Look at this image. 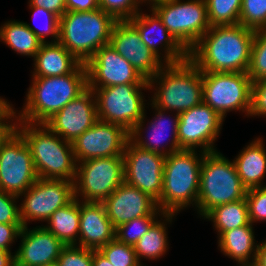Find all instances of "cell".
I'll use <instances>...</instances> for the list:
<instances>
[{
    "mask_svg": "<svg viewBox=\"0 0 266 266\" xmlns=\"http://www.w3.org/2000/svg\"><path fill=\"white\" fill-rule=\"evenodd\" d=\"M255 30L241 24L214 26L189 51L202 72H246Z\"/></svg>",
    "mask_w": 266,
    "mask_h": 266,
    "instance_id": "cell-1",
    "label": "cell"
},
{
    "mask_svg": "<svg viewBox=\"0 0 266 266\" xmlns=\"http://www.w3.org/2000/svg\"><path fill=\"white\" fill-rule=\"evenodd\" d=\"M18 122L44 124L87 87V69L80 63L71 73L56 77H33Z\"/></svg>",
    "mask_w": 266,
    "mask_h": 266,
    "instance_id": "cell-2",
    "label": "cell"
},
{
    "mask_svg": "<svg viewBox=\"0 0 266 266\" xmlns=\"http://www.w3.org/2000/svg\"><path fill=\"white\" fill-rule=\"evenodd\" d=\"M16 131L29 147L40 179L74 182L77 162L71 142L61 138L45 124L19 122Z\"/></svg>",
    "mask_w": 266,
    "mask_h": 266,
    "instance_id": "cell-3",
    "label": "cell"
},
{
    "mask_svg": "<svg viewBox=\"0 0 266 266\" xmlns=\"http://www.w3.org/2000/svg\"><path fill=\"white\" fill-rule=\"evenodd\" d=\"M116 19L98 8L66 11L59 18V40L78 61L86 64L102 46L110 43Z\"/></svg>",
    "mask_w": 266,
    "mask_h": 266,
    "instance_id": "cell-4",
    "label": "cell"
},
{
    "mask_svg": "<svg viewBox=\"0 0 266 266\" xmlns=\"http://www.w3.org/2000/svg\"><path fill=\"white\" fill-rule=\"evenodd\" d=\"M159 80V81H158ZM158 82L152 104L164 111L180 114L203 102L202 71L190 60L176 64H164L161 70L148 80L149 88Z\"/></svg>",
    "mask_w": 266,
    "mask_h": 266,
    "instance_id": "cell-5",
    "label": "cell"
},
{
    "mask_svg": "<svg viewBox=\"0 0 266 266\" xmlns=\"http://www.w3.org/2000/svg\"><path fill=\"white\" fill-rule=\"evenodd\" d=\"M201 157L195 150H180L165 157L163 185L158 208L176 214L188 205L197 207L200 187Z\"/></svg>",
    "mask_w": 266,
    "mask_h": 266,
    "instance_id": "cell-6",
    "label": "cell"
},
{
    "mask_svg": "<svg viewBox=\"0 0 266 266\" xmlns=\"http://www.w3.org/2000/svg\"><path fill=\"white\" fill-rule=\"evenodd\" d=\"M246 195L247 188L234 162L217 151L205 153L200 171L198 213L204 217L214 207L245 199Z\"/></svg>",
    "mask_w": 266,
    "mask_h": 266,
    "instance_id": "cell-7",
    "label": "cell"
},
{
    "mask_svg": "<svg viewBox=\"0 0 266 266\" xmlns=\"http://www.w3.org/2000/svg\"><path fill=\"white\" fill-rule=\"evenodd\" d=\"M150 5L151 10L188 52L211 27L205 0H161Z\"/></svg>",
    "mask_w": 266,
    "mask_h": 266,
    "instance_id": "cell-8",
    "label": "cell"
},
{
    "mask_svg": "<svg viewBox=\"0 0 266 266\" xmlns=\"http://www.w3.org/2000/svg\"><path fill=\"white\" fill-rule=\"evenodd\" d=\"M149 84H122L104 88H91L95 95L99 121L122 126L130 132L145 115L141 89Z\"/></svg>",
    "mask_w": 266,
    "mask_h": 266,
    "instance_id": "cell-9",
    "label": "cell"
},
{
    "mask_svg": "<svg viewBox=\"0 0 266 266\" xmlns=\"http://www.w3.org/2000/svg\"><path fill=\"white\" fill-rule=\"evenodd\" d=\"M81 163V164H80ZM124 182L123 156L78 162L74 197L85 202H104Z\"/></svg>",
    "mask_w": 266,
    "mask_h": 266,
    "instance_id": "cell-10",
    "label": "cell"
},
{
    "mask_svg": "<svg viewBox=\"0 0 266 266\" xmlns=\"http://www.w3.org/2000/svg\"><path fill=\"white\" fill-rule=\"evenodd\" d=\"M252 81L246 72H202L203 103L223 119L232 110H250Z\"/></svg>",
    "mask_w": 266,
    "mask_h": 266,
    "instance_id": "cell-11",
    "label": "cell"
},
{
    "mask_svg": "<svg viewBox=\"0 0 266 266\" xmlns=\"http://www.w3.org/2000/svg\"><path fill=\"white\" fill-rule=\"evenodd\" d=\"M38 178L30 149L16 131L0 146V190L22 196Z\"/></svg>",
    "mask_w": 266,
    "mask_h": 266,
    "instance_id": "cell-12",
    "label": "cell"
},
{
    "mask_svg": "<svg viewBox=\"0 0 266 266\" xmlns=\"http://www.w3.org/2000/svg\"><path fill=\"white\" fill-rule=\"evenodd\" d=\"M20 209L23 226L27 221H47L59 208L69 204L74 197V182L67 180L40 179L24 193Z\"/></svg>",
    "mask_w": 266,
    "mask_h": 266,
    "instance_id": "cell-13",
    "label": "cell"
},
{
    "mask_svg": "<svg viewBox=\"0 0 266 266\" xmlns=\"http://www.w3.org/2000/svg\"><path fill=\"white\" fill-rule=\"evenodd\" d=\"M165 157L127 141L123 154L124 182L160 201Z\"/></svg>",
    "mask_w": 266,
    "mask_h": 266,
    "instance_id": "cell-14",
    "label": "cell"
},
{
    "mask_svg": "<svg viewBox=\"0 0 266 266\" xmlns=\"http://www.w3.org/2000/svg\"><path fill=\"white\" fill-rule=\"evenodd\" d=\"M223 120L216 111L203 102L180 113L177 128L179 147L181 150H196L195 148L200 146L201 152L204 153L216 151L213 145Z\"/></svg>",
    "mask_w": 266,
    "mask_h": 266,
    "instance_id": "cell-15",
    "label": "cell"
},
{
    "mask_svg": "<svg viewBox=\"0 0 266 266\" xmlns=\"http://www.w3.org/2000/svg\"><path fill=\"white\" fill-rule=\"evenodd\" d=\"M89 88H104L122 84H149L131 63L107 44L96 51L85 64Z\"/></svg>",
    "mask_w": 266,
    "mask_h": 266,
    "instance_id": "cell-16",
    "label": "cell"
},
{
    "mask_svg": "<svg viewBox=\"0 0 266 266\" xmlns=\"http://www.w3.org/2000/svg\"><path fill=\"white\" fill-rule=\"evenodd\" d=\"M129 132L122 126L97 121L72 142L76 162L84 160L123 156Z\"/></svg>",
    "mask_w": 266,
    "mask_h": 266,
    "instance_id": "cell-17",
    "label": "cell"
},
{
    "mask_svg": "<svg viewBox=\"0 0 266 266\" xmlns=\"http://www.w3.org/2000/svg\"><path fill=\"white\" fill-rule=\"evenodd\" d=\"M111 46L146 80L154 77L164 66L161 60L140 38L129 20H117L110 37Z\"/></svg>",
    "mask_w": 266,
    "mask_h": 266,
    "instance_id": "cell-18",
    "label": "cell"
},
{
    "mask_svg": "<svg viewBox=\"0 0 266 266\" xmlns=\"http://www.w3.org/2000/svg\"><path fill=\"white\" fill-rule=\"evenodd\" d=\"M107 216L116 229L120 225L142 216L163 215L164 221L171 222L174 213H164L157 202L138 188L123 182L104 202Z\"/></svg>",
    "mask_w": 266,
    "mask_h": 266,
    "instance_id": "cell-19",
    "label": "cell"
},
{
    "mask_svg": "<svg viewBox=\"0 0 266 266\" xmlns=\"http://www.w3.org/2000/svg\"><path fill=\"white\" fill-rule=\"evenodd\" d=\"M97 121L95 96L93 90L87 87L44 124L61 138L72 143Z\"/></svg>",
    "mask_w": 266,
    "mask_h": 266,
    "instance_id": "cell-20",
    "label": "cell"
},
{
    "mask_svg": "<svg viewBox=\"0 0 266 266\" xmlns=\"http://www.w3.org/2000/svg\"><path fill=\"white\" fill-rule=\"evenodd\" d=\"M38 227L32 230L22 227L18 237H22L21 245L14 254L15 266H48L66 246L44 226Z\"/></svg>",
    "mask_w": 266,
    "mask_h": 266,
    "instance_id": "cell-21",
    "label": "cell"
},
{
    "mask_svg": "<svg viewBox=\"0 0 266 266\" xmlns=\"http://www.w3.org/2000/svg\"><path fill=\"white\" fill-rule=\"evenodd\" d=\"M129 21L137 28L143 43L161 60L158 45H163L165 49V64H176L189 59V52L173 37L164 26L158 15L152 10V14H142L138 12ZM158 29V30H157ZM158 31V39L153 35ZM154 36V37H153ZM155 38V39H154ZM161 43V44H160Z\"/></svg>",
    "mask_w": 266,
    "mask_h": 266,
    "instance_id": "cell-22",
    "label": "cell"
},
{
    "mask_svg": "<svg viewBox=\"0 0 266 266\" xmlns=\"http://www.w3.org/2000/svg\"><path fill=\"white\" fill-rule=\"evenodd\" d=\"M116 229L103 202H80V229L77 246L98 250L115 239Z\"/></svg>",
    "mask_w": 266,
    "mask_h": 266,
    "instance_id": "cell-23",
    "label": "cell"
},
{
    "mask_svg": "<svg viewBox=\"0 0 266 266\" xmlns=\"http://www.w3.org/2000/svg\"><path fill=\"white\" fill-rule=\"evenodd\" d=\"M152 107L155 108L156 111V115L154 118V121L150 122V126L148 127L151 131L150 135H147V140L143 139L142 137V126L144 125L143 121H145V116L139 121V123H137L133 129L129 132V140L135 144L136 146H138L139 148H142L144 150H148V151H152L158 154H161L163 156H167L173 152H177L180 151L181 148L179 147V142H178V137H177V128H178V121H179V114L176 113L175 117H174V121L171 124L172 125V139L171 143L169 145V150L165 148V150L163 148L160 149V145L162 144L161 142H163V140H165L163 138L162 135H164L165 131L167 130V128H169V126L171 125H167V121L169 120L170 122H172L169 118L167 120H165L164 116L165 112L164 110L157 108L156 106H154L152 104ZM168 121V122H169ZM169 122V123H170ZM142 137V138H141ZM145 140V141H144Z\"/></svg>",
    "mask_w": 266,
    "mask_h": 266,
    "instance_id": "cell-24",
    "label": "cell"
},
{
    "mask_svg": "<svg viewBox=\"0 0 266 266\" xmlns=\"http://www.w3.org/2000/svg\"><path fill=\"white\" fill-rule=\"evenodd\" d=\"M33 77H56L71 73L81 62L59 42L42 43L34 56Z\"/></svg>",
    "mask_w": 266,
    "mask_h": 266,
    "instance_id": "cell-25",
    "label": "cell"
},
{
    "mask_svg": "<svg viewBox=\"0 0 266 266\" xmlns=\"http://www.w3.org/2000/svg\"><path fill=\"white\" fill-rule=\"evenodd\" d=\"M235 159L236 171L247 190L263 187L261 181L266 173V149L262 138L252 141Z\"/></svg>",
    "mask_w": 266,
    "mask_h": 266,
    "instance_id": "cell-26",
    "label": "cell"
},
{
    "mask_svg": "<svg viewBox=\"0 0 266 266\" xmlns=\"http://www.w3.org/2000/svg\"><path fill=\"white\" fill-rule=\"evenodd\" d=\"M254 238L253 226L250 223L223 232L219 236L218 246L223 254L235 259L241 266H254L259 246L257 243L254 245Z\"/></svg>",
    "mask_w": 266,
    "mask_h": 266,
    "instance_id": "cell-27",
    "label": "cell"
},
{
    "mask_svg": "<svg viewBox=\"0 0 266 266\" xmlns=\"http://www.w3.org/2000/svg\"><path fill=\"white\" fill-rule=\"evenodd\" d=\"M47 222L48 226L44 227L66 246L77 245L80 229V201L74 198L66 206L57 209Z\"/></svg>",
    "mask_w": 266,
    "mask_h": 266,
    "instance_id": "cell-28",
    "label": "cell"
},
{
    "mask_svg": "<svg viewBox=\"0 0 266 266\" xmlns=\"http://www.w3.org/2000/svg\"><path fill=\"white\" fill-rule=\"evenodd\" d=\"M0 39L21 55L34 57L42 44L27 23L8 21L0 27Z\"/></svg>",
    "mask_w": 266,
    "mask_h": 266,
    "instance_id": "cell-29",
    "label": "cell"
},
{
    "mask_svg": "<svg viewBox=\"0 0 266 266\" xmlns=\"http://www.w3.org/2000/svg\"><path fill=\"white\" fill-rule=\"evenodd\" d=\"M204 218L213 221L218 236L223 232L250 224L246 198L222 204L210 210Z\"/></svg>",
    "mask_w": 266,
    "mask_h": 266,
    "instance_id": "cell-30",
    "label": "cell"
},
{
    "mask_svg": "<svg viewBox=\"0 0 266 266\" xmlns=\"http://www.w3.org/2000/svg\"><path fill=\"white\" fill-rule=\"evenodd\" d=\"M156 221L146 232L141 239L133 246L137 259L140 262V258L144 257L147 259H158L163 256L167 251V232L165 223Z\"/></svg>",
    "mask_w": 266,
    "mask_h": 266,
    "instance_id": "cell-31",
    "label": "cell"
},
{
    "mask_svg": "<svg viewBox=\"0 0 266 266\" xmlns=\"http://www.w3.org/2000/svg\"><path fill=\"white\" fill-rule=\"evenodd\" d=\"M211 27L239 24L242 0H205Z\"/></svg>",
    "mask_w": 266,
    "mask_h": 266,
    "instance_id": "cell-32",
    "label": "cell"
},
{
    "mask_svg": "<svg viewBox=\"0 0 266 266\" xmlns=\"http://www.w3.org/2000/svg\"><path fill=\"white\" fill-rule=\"evenodd\" d=\"M247 74L252 82L266 79V28L255 30Z\"/></svg>",
    "mask_w": 266,
    "mask_h": 266,
    "instance_id": "cell-33",
    "label": "cell"
},
{
    "mask_svg": "<svg viewBox=\"0 0 266 266\" xmlns=\"http://www.w3.org/2000/svg\"><path fill=\"white\" fill-rule=\"evenodd\" d=\"M157 216H142L124 223L116 228L115 238L127 245L134 246L157 221Z\"/></svg>",
    "mask_w": 266,
    "mask_h": 266,
    "instance_id": "cell-34",
    "label": "cell"
},
{
    "mask_svg": "<svg viewBox=\"0 0 266 266\" xmlns=\"http://www.w3.org/2000/svg\"><path fill=\"white\" fill-rule=\"evenodd\" d=\"M114 266H140L132 245L119 242L116 238L98 249Z\"/></svg>",
    "mask_w": 266,
    "mask_h": 266,
    "instance_id": "cell-35",
    "label": "cell"
},
{
    "mask_svg": "<svg viewBox=\"0 0 266 266\" xmlns=\"http://www.w3.org/2000/svg\"><path fill=\"white\" fill-rule=\"evenodd\" d=\"M239 24L253 30L266 28V0H242Z\"/></svg>",
    "mask_w": 266,
    "mask_h": 266,
    "instance_id": "cell-36",
    "label": "cell"
},
{
    "mask_svg": "<svg viewBox=\"0 0 266 266\" xmlns=\"http://www.w3.org/2000/svg\"><path fill=\"white\" fill-rule=\"evenodd\" d=\"M140 3L141 0H99V8L116 20H129L140 11Z\"/></svg>",
    "mask_w": 266,
    "mask_h": 266,
    "instance_id": "cell-37",
    "label": "cell"
},
{
    "mask_svg": "<svg viewBox=\"0 0 266 266\" xmlns=\"http://www.w3.org/2000/svg\"><path fill=\"white\" fill-rule=\"evenodd\" d=\"M57 260L60 266H93L92 249L68 245L62 249Z\"/></svg>",
    "mask_w": 266,
    "mask_h": 266,
    "instance_id": "cell-38",
    "label": "cell"
},
{
    "mask_svg": "<svg viewBox=\"0 0 266 266\" xmlns=\"http://www.w3.org/2000/svg\"><path fill=\"white\" fill-rule=\"evenodd\" d=\"M29 7L31 10H33V18L37 15V17H43L46 18V29H36L31 24H27V27L40 39L42 43L48 42L45 40V36L51 35L54 37V42H58L59 40V17L55 15L54 13L43 9L38 6H31L29 4ZM31 25V26H30Z\"/></svg>",
    "mask_w": 266,
    "mask_h": 266,
    "instance_id": "cell-39",
    "label": "cell"
},
{
    "mask_svg": "<svg viewBox=\"0 0 266 266\" xmlns=\"http://www.w3.org/2000/svg\"><path fill=\"white\" fill-rule=\"evenodd\" d=\"M246 201L250 223L266 221V186L247 190Z\"/></svg>",
    "mask_w": 266,
    "mask_h": 266,
    "instance_id": "cell-40",
    "label": "cell"
},
{
    "mask_svg": "<svg viewBox=\"0 0 266 266\" xmlns=\"http://www.w3.org/2000/svg\"><path fill=\"white\" fill-rule=\"evenodd\" d=\"M19 196L0 190V223L22 224L20 220V209L15 204Z\"/></svg>",
    "mask_w": 266,
    "mask_h": 266,
    "instance_id": "cell-41",
    "label": "cell"
},
{
    "mask_svg": "<svg viewBox=\"0 0 266 266\" xmlns=\"http://www.w3.org/2000/svg\"><path fill=\"white\" fill-rule=\"evenodd\" d=\"M249 115L266 116V79L251 84Z\"/></svg>",
    "mask_w": 266,
    "mask_h": 266,
    "instance_id": "cell-42",
    "label": "cell"
},
{
    "mask_svg": "<svg viewBox=\"0 0 266 266\" xmlns=\"http://www.w3.org/2000/svg\"><path fill=\"white\" fill-rule=\"evenodd\" d=\"M22 224H1L0 223V249L10 251V244L14 242V239L19 237L22 229Z\"/></svg>",
    "mask_w": 266,
    "mask_h": 266,
    "instance_id": "cell-43",
    "label": "cell"
},
{
    "mask_svg": "<svg viewBox=\"0 0 266 266\" xmlns=\"http://www.w3.org/2000/svg\"><path fill=\"white\" fill-rule=\"evenodd\" d=\"M29 4L46 9L59 18L67 11L66 0H29Z\"/></svg>",
    "mask_w": 266,
    "mask_h": 266,
    "instance_id": "cell-44",
    "label": "cell"
},
{
    "mask_svg": "<svg viewBox=\"0 0 266 266\" xmlns=\"http://www.w3.org/2000/svg\"><path fill=\"white\" fill-rule=\"evenodd\" d=\"M67 11H91L99 8V0H66Z\"/></svg>",
    "mask_w": 266,
    "mask_h": 266,
    "instance_id": "cell-45",
    "label": "cell"
},
{
    "mask_svg": "<svg viewBox=\"0 0 266 266\" xmlns=\"http://www.w3.org/2000/svg\"><path fill=\"white\" fill-rule=\"evenodd\" d=\"M7 119H11L13 122L12 118L0 119V146L16 132L18 123L17 119L14 123H10V121H7Z\"/></svg>",
    "mask_w": 266,
    "mask_h": 266,
    "instance_id": "cell-46",
    "label": "cell"
},
{
    "mask_svg": "<svg viewBox=\"0 0 266 266\" xmlns=\"http://www.w3.org/2000/svg\"><path fill=\"white\" fill-rule=\"evenodd\" d=\"M15 114L16 112L14 111L13 107L9 104V102L0 98V119L14 118V117L17 118Z\"/></svg>",
    "mask_w": 266,
    "mask_h": 266,
    "instance_id": "cell-47",
    "label": "cell"
},
{
    "mask_svg": "<svg viewBox=\"0 0 266 266\" xmlns=\"http://www.w3.org/2000/svg\"><path fill=\"white\" fill-rule=\"evenodd\" d=\"M93 266H114L99 250L92 249Z\"/></svg>",
    "mask_w": 266,
    "mask_h": 266,
    "instance_id": "cell-48",
    "label": "cell"
},
{
    "mask_svg": "<svg viewBox=\"0 0 266 266\" xmlns=\"http://www.w3.org/2000/svg\"><path fill=\"white\" fill-rule=\"evenodd\" d=\"M0 266H15V255L4 249H0Z\"/></svg>",
    "mask_w": 266,
    "mask_h": 266,
    "instance_id": "cell-49",
    "label": "cell"
},
{
    "mask_svg": "<svg viewBox=\"0 0 266 266\" xmlns=\"http://www.w3.org/2000/svg\"><path fill=\"white\" fill-rule=\"evenodd\" d=\"M254 266H266V240L259 244Z\"/></svg>",
    "mask_w": 266,
    "mask_h": 266,
    "instance_id": "cell-50",
    "label": "cell"
},
{
    "mask_svg": "<svg viewBox=\"0 0 266 266\" xmlns=\"http://www.w3.org/2000/svg\"><path fill=\"white\" fill-rule=\"evenodd\" d=\"M48 266H60V263L58 260H55L51 264H49Z\"/></svg>",
    "mask_w": 266,
    "mask_h": 266,
    "instance_id": "cell-51",
    "label": "cell"
},
{
    "mask_svg": "<svg viewBox=\"0 0 266 266\" xmlns=\"http://www.w3.org/2000/svg\"><path fill=\"white\" fill-rule=\"evenodd\" d=\"M148 2L149 1V4L151 3V4H153V3H155V2H157V1H161V0H141V2L143 3V2Z\"/></svg>",
    "mask_w": 266,
    "mask_h": 266,
    "instance_id": "cell-52",
    "label": "cell"
}]
</instances>
